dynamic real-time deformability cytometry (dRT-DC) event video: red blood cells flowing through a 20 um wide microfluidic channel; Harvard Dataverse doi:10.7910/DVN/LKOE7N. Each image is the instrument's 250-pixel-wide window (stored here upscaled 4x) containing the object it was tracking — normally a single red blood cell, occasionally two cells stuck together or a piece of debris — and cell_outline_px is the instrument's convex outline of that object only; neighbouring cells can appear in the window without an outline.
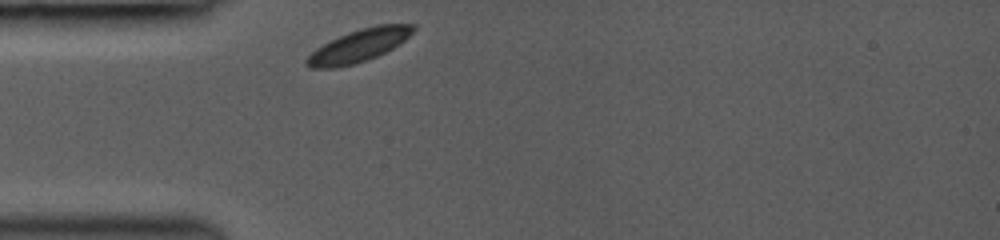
{"species": "common noctule bat (a hibernating species)", "species_latin": "Nyctalus noctula", "temperature_condition": "room temperature", "stored_images_in_passage": 1, "camera_frame_rate_fps": 3000, "um_per_image_px": 0.085, "animal": {"sex": "female", "body_mass_g": 19.0, "forearm_length_mm": 53.3}, "frame": {"image": 1, "passage_image": 1, "time_ms": 0.0, "image_size_px": [1000, 240], "cell_outline_px": [[416, 28], [404, 40], [392, 48], [368, 60], [356, 64], [336, 68], [308, 68], [304, 64], [304, 60], [316, 48], [348, 32], [360, 28], [380, 24], [416, 24]], "centroid_in_image_um": [30.47, 3.89], "position_along_channel_um": 54.5, "area_um2": 20.17}}